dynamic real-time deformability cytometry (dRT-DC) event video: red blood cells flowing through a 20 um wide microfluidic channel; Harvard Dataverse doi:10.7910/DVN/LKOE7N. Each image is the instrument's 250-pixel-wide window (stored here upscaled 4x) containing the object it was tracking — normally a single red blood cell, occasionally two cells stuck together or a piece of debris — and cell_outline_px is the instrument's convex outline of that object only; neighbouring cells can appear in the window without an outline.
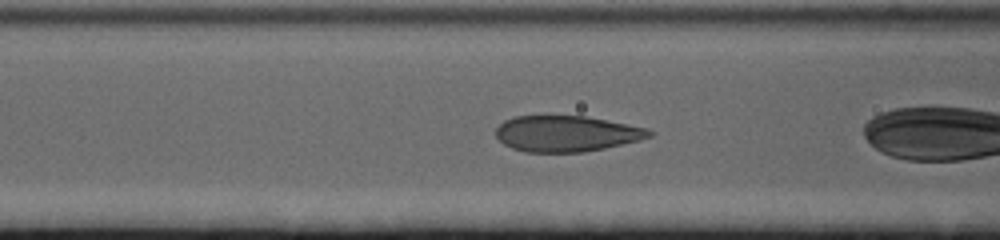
{"species": "human", "species_latin": "Homo sapiens", "temperature_condition": "cold", "stored_images_in_passage": 44, "camera_frame_rate_fps": 3000, "um_per_image_px": 0.085, "donor": {"sex": "female"}, "frame": {"image": 1, "passage_image": 20, "time_ms": 6.333, "image_size_px": [1000, 240], "cell_outline_px": [[656, 132], [652, 136], [640, 140], [604, 148], [584, 152], [524, 152], [512, 148], [504, 144], [496, 136], [496, 128], [504, 120], [516, 116], [584, 116], [648, 128]], "centroid_in_image_um": [48.16, 11.36], "position_along_channel_um": 118.4, "area_um2": 32.08}}
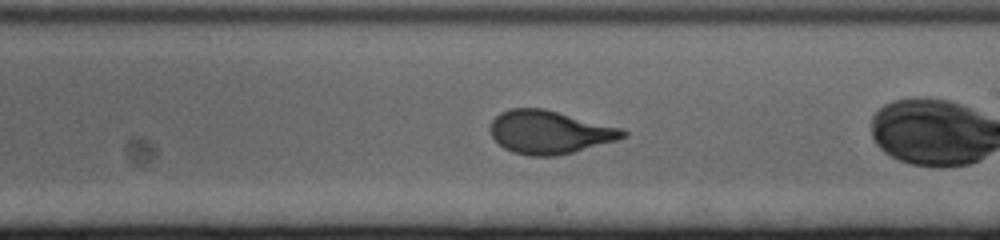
{"frame": {"image": 2, "passage_image": 31, "time_ms": 10.0, "image_size_px": [1000, 240], "cell_outline_px": [[628, 136], [616, 140], [572, 152], [556, 156], [532, 156], [512, 152], [504, 148], [492, 136], [488, 128], [492, 120], [500, 112], [508, 108], [544, 108], [624, 128], [628, 132]], "centroid_in_image_um": [46.71, 11.22], "position_along_channel_um": 242.3, "area_um2": 33.58}}
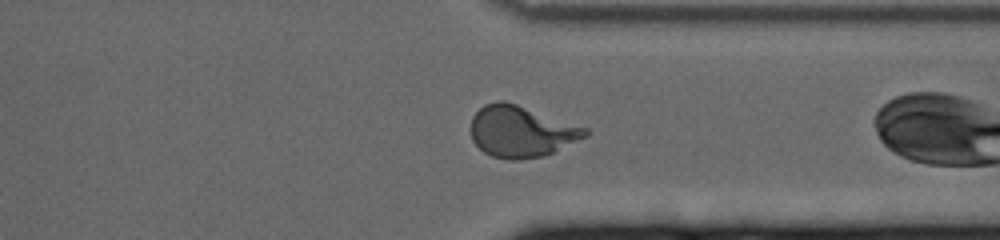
{"frame": {"image": 3, "passage_image": 42, "time_ms": 13.667, "image_size_px": [1000, 240], "cell_outline_px": [[588, 136], [544, 156], [520, 160], [508, 160], [492, 156], [484, 152], [472, 140], [472, 116], [484, 104], [496, 100], [504, 100], [588, 128]], "centroid_in_image_um": [44.3, 11.18], "position_along_channel_um": 367.1, "area_um2": 34.16}}